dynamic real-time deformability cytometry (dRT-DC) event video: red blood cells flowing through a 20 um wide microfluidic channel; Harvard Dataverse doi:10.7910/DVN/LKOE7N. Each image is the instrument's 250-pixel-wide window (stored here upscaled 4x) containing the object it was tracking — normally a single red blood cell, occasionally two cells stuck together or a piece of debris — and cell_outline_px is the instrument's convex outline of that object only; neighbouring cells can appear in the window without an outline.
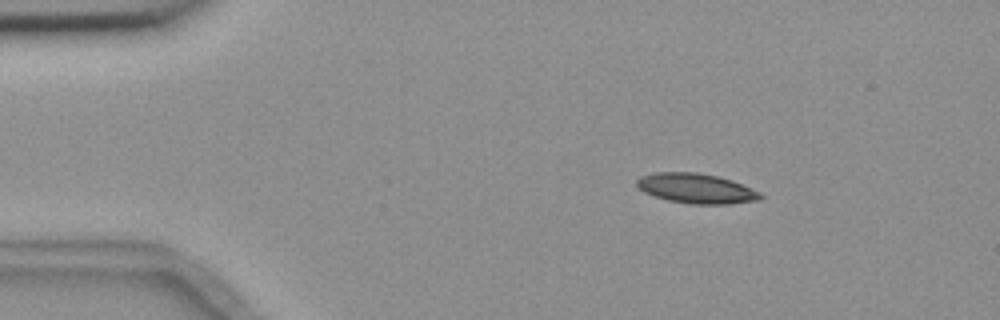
{"species": "common noctule bat (a hibernating species)", "species_latin": "Nyctalus noctula", "temperature_condition": "room temperature", "stored_images_in_passage": 3, "camera_frame_rate_fps": 3000, "um_per_image_px": 0.085, "animal": {"sex": "female", "body_mass_g": 18.4}, "frame": {"image": 1, "passage_image": 1, "time_ms": 0.0, "image_size_px": [1000, 320], "cell_outline_px": [[764, 196], [760, 200], [728, 204], [692, 204], [668, 200], [644, 192], [636, 184], [636, 180], [640, 176], [656, 172], [696, 172], [716, 176], [732, 180], [760, 192]], "centroid_in_image_um": [59.19, 16.01], "position_along_channel_um": 25.8, "area_um2": 21.44}}